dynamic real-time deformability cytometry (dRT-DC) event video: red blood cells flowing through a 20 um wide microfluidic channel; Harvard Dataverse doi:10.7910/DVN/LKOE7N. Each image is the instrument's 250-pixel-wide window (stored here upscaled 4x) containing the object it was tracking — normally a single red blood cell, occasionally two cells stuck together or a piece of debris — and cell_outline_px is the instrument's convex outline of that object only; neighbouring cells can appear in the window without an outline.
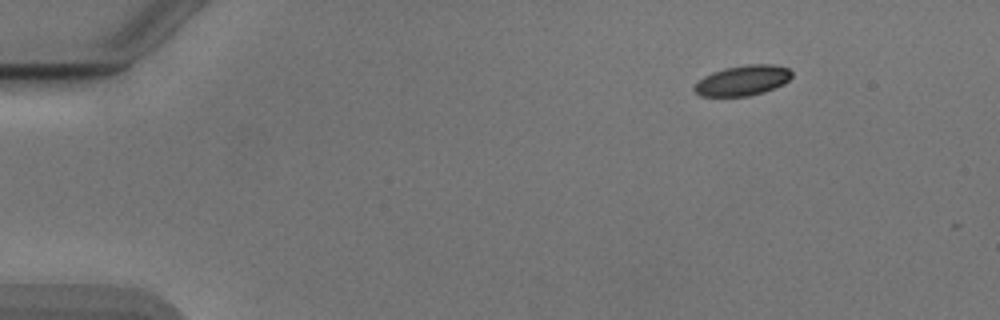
{"species": "Egyptian fruit bat (a non-hibernating species)", "species_latin": "Rousettus aegyptiacus", "temperature_condition": "cold", "stored_images_in_passage": 47, "camera_frame_rate_fps": 3000, "um_per_image_px": 0.085, "animal": {"sex": "male"}, "frame": {"image": 1, "passage_image": 1, "time_ms": 0.0, "image_size_px": [1000, 320], "cell_outline_px": [[792, 76], [784, 84], [764, 92], [748, 96], [700, 96], [692, 88], [704, 76], [712, 72], [724, 68], [748, 64], [772, 64], [788, 68], [792, 72]], "centroid_in_image_um": [63.14, 6.83], "position_along_channel_um": 21.9, "area_um2": 17.17}}
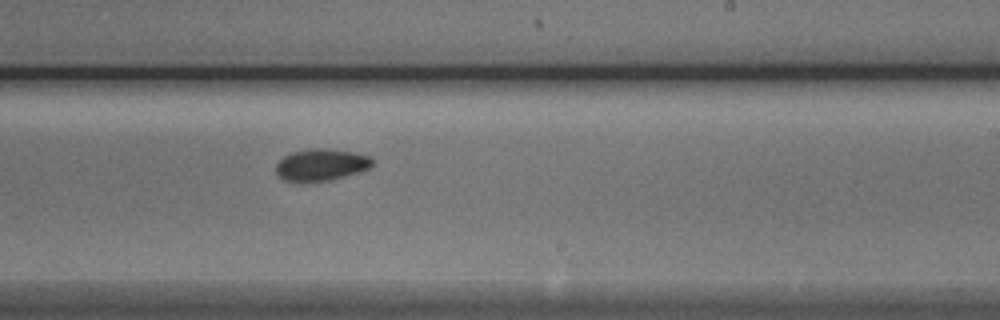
{"frame": {"image": 2, "passage_image": 27, "time_ms": 8.667, "image_size_px": [1000, 320], "cell_outline_px": [[372, 164], [368, 168], [344, 176], [328, 180], [284, 180], [276, 172], [276, 164], [284, 156], [292, 152], [312, 148], [328, 148], [356, 152], [372, 156]], "centroid_in_image_um": [27.32, 13.96], "position_along_channel_um": 261.7, "area_um2": 17.51}}
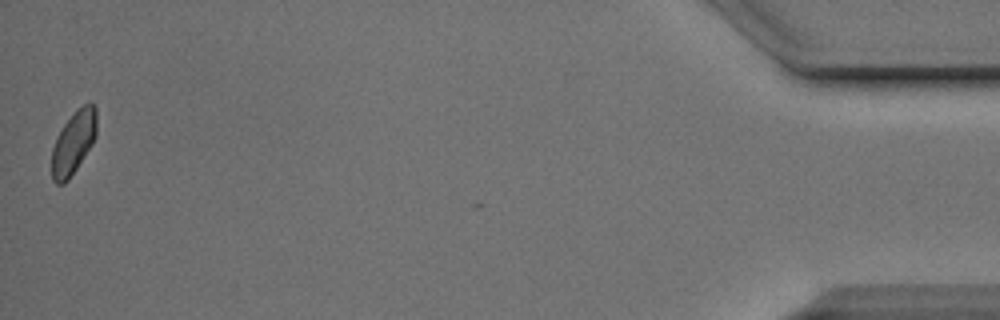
{"frame": {"image": 3, "passage_image": 47, "time_ms": 15.333, "image_size_px": [1000, 320], "cell_outline_px": [[96, 136], [92, 144], [68, 180], [64, 184], [56, 184], [52, 180], [52, 148], [56, 136], [64, 124], [76, 108], [84, 104], [92, 104], [96, 108]], "centroid_in_image_um": [6.23, 12.11], "position_along_channel_um": 429.0, "area_um2": 16.42}, "authors_computed_cell_mechanics": {"area_um2": 17.5134, "velocity_mm_per_s": 3.8718, "shape_relaxation_time_tau1_ms": 2.185, "shape_relaxation_time_tau2_ms": null, "deformation_change_tau1": 0.0672, "deformation_change_tau2": null}}